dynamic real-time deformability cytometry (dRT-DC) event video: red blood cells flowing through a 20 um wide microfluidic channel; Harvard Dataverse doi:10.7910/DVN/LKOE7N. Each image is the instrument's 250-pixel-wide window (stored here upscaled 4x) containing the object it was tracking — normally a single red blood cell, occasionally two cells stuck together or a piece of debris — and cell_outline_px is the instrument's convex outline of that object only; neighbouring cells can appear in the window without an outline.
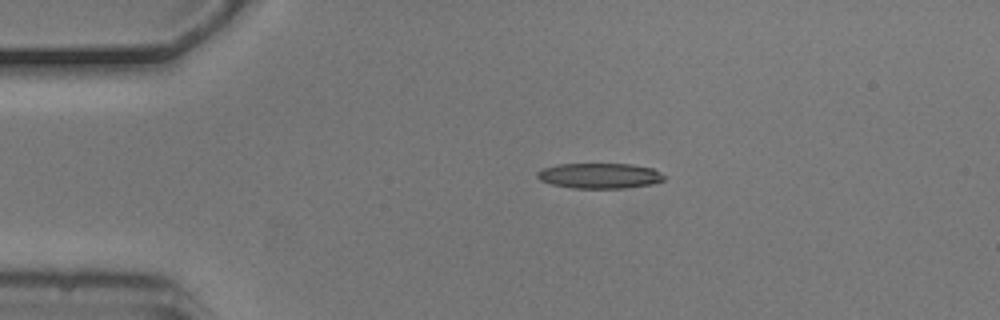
{"species": "common noctule bat (a hibernating species)", "species_latin": "Nyctalus noctula", "temperature_condition": "cold", "stored_images_in_passage": 5, "camera_frame_rate_fps": 3000, "um_per_image_px": 0.085, "animal": {"sex": "male", "body_mass_g": 20.5, "forearm_length_mm": 52.5}, "frame": {"image": 1, "passage_image": 2, "time_ms": 0.333, "image_size_px": [1000, 320], "cell_outline_px": [[664, 180], [652, 184], [624, 188], [572, 188], [552, 184], [540, 180], [536, 176], [536, 172], [544, 168], [560, 164], [632, 164], [652, 168], [660, 172], [664, 176]], "centroid_in_image_um": [50.97, 14.94], "position_along_channel_um": 34.0, "area_um2": 18.67}}
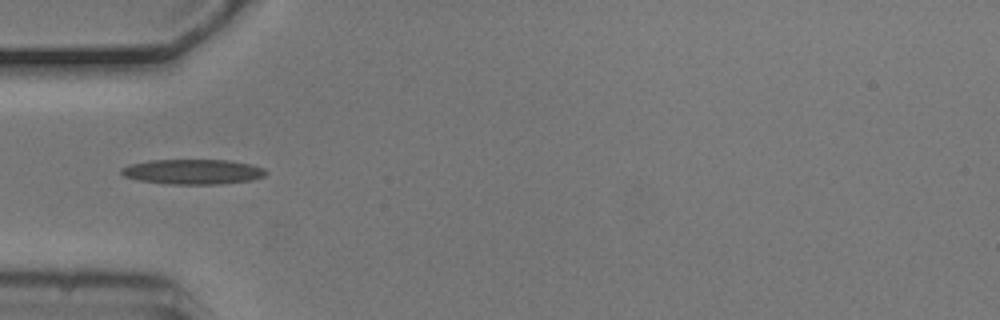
{"frame": {"image": 2, "passage_image": 4, "time_ms": 1.0, "image_size_px": [1000, 320], "cell_outline_px": [[268, 172], [264, 176], [252, 180], [220, 184], [168, 184], [140, 180], [124, 176], [120, 172], [120, 168], [128, 164], [148, 160], [228, 160], [252, 164], [264, 168]], "centroid_in_image_um": [16.39, 14.59], "position_along_channel_um": 68.6, "area_um2": 21.21}}